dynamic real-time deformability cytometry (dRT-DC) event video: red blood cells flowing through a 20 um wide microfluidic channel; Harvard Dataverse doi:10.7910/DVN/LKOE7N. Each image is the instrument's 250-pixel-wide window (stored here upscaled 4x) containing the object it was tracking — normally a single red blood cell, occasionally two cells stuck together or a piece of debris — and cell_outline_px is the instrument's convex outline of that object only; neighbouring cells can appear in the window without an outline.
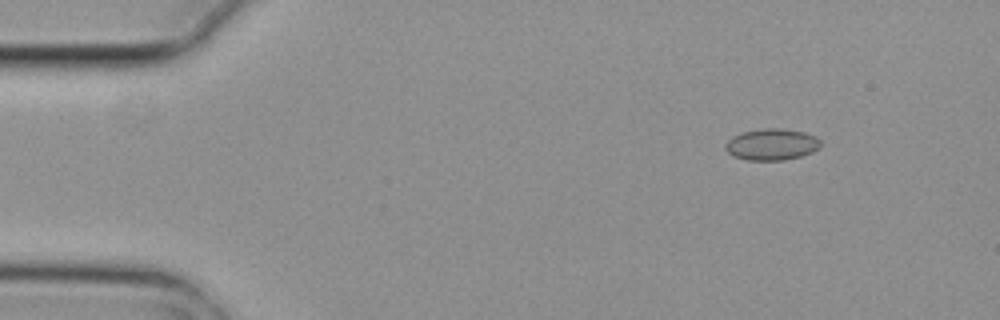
{"species": "common noctule bat (a hibernating species)", "species_latin": "Nyctalus noctula", "temperature_condition": "cold", "stored_images_in_passage": 4, "camera_frame_rate_fps": 3000, "um_per_image_px": 0.085, "animal": {"sex": "female", "body_mass_g": 29.2, "forearm_length_mm": 56.3}, "frame": {"image": 1, "passage_image": 2, "time_ms": 0.333, "image_size_px": [1000, 320], "cell_outline_px": [[820, 148], [812, 152], [800, 156], [784, 160], [748, 160], [732, 156], [724, 148], [724, 144], [732, 136], [744, 132], [764, 128], [780, 128], [804, 132], [816, 136], [820, 140]], "centroid_in_image_um": [65.59, 12.28], "position_along_channel_um": 19.4, "area_um2": 17.51}}
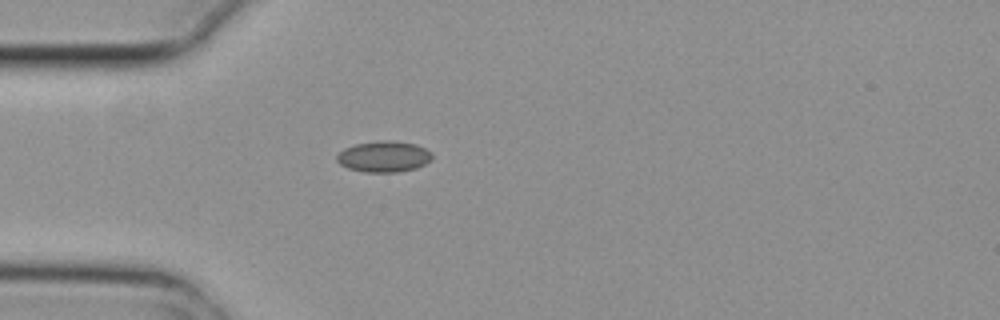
{"frame": {"image": 2, "passage_image": 4, "time_ms": 1.0, "image_size_px": [1000, 320], "cell_outline_px": [[432, 160], [416, 168], [396, 172], [364, 172], [348, 168], [340, 164], [336, 160], [336, 156], [344, 148], [356, 144], [380, 140], [388, 140], [416, 144], [432, 152]], "centroid_in_image_um": [32.63, 13.31], "position_along_channel_um": 52.4, "area_um2": 17.22}}